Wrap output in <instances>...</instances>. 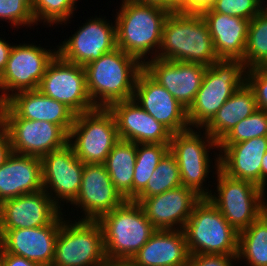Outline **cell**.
<instances>
[{
	"instance_id": "obj_1",
	"label": "cell",
	"mask_w": 267,
	"mask_h": 266,
	"mask_svg": "<svg viewBox=\"0 0 267 266\" xmlns=\"http://www.w3.org/2000/svg\"><path fill=\"white\" fill-rule=\"evenodd\" d=\"M121 2L115 15L116 45L144 64L157 57L164 23L171 12L158 6Z\"/></svg>"
},
{
	"instance_id": "obj_21",
	"label": "cell",
	"mask_w": 267,
	"mask_h": 266,
	"mask_svg": "<svg viewBox=\"0 0 267 266\" xmlns=\"http://www.w3.org/2000/svg\"><path fill=\"white\" fill-rule=\"evenodd\" d=\"M62 210L44 189L0 204V229H29L49 225Z\"/></svg>"
},
{
	"instance_id": "obj_23",
	"label": "cell",
	"mask_w": 267,
	"mask_h": 266,
	"mask_svg": "<svg viewBox=\"0 0 267 266\" xmlns=\"http://www.w3.org/2000/svg\"><path fill=\"white\" fill-rule=\"evenodd\" d=\"M119 138L136 144L170 143L172 132L156 121L133 99L112 103Z\"/></svg>"
},
{
	"instance_id": "obj_28",
	"label": "cell",
	"mask_w": 267,
	"mask_h": 266,
	"mask_svg": "<svg viewBox=\"0 0 267 266\" xmlns=\"http://www.w3.org/2000/svg\"><path fill=\"white\" fill-rule=\"evenodd\" d=\"M257 109L254 91L245 82L202 129L218 143L236 124Z\"/></svg>"
},
{
	"instance_id": "obj_26",
	"label": "cell",
	"mask_w": 267,
	"mask_h": 266,
	"mask_svg": "<svg viewBox=\"0 0 267 266\" xmlns=\"http://www.w3.org/2000/svg\"><path fill=\"white\" fill-rule=\"evenodd\" d=\"M43 189L40 157L11 153L0 166V204Z\"/></svg>"
},
{
	"instance_id": "obj_2",
	"label": "cell",
	"mask_w": 267,
	"mask_h": 266,
	"mask_svg": "<svg viewBox=\"0 0 267 266\" xmlns=\"http://www.w3.org/2000/svg\"><path fill=\"white\" fill-rule=\"evenodd\" d=\"M88 95L95 107L133 99L137 76L143 64L120 48L103 54L84 66Z\"/></svg>"
},
{
	"instance_id": "obj_41",
	"label": "cell",
	"mask_w": 267,
	"mask_h": 266,
	"mask_svg": "<svg viewBox=\"0 0 267 266\" xmlns=\"http://www.w3.org/2000/svg\"><path fill=\"white\" fill-rule=\"evenodd\" d=\"M0 266H42L34 261L27 260L26 258L7 253L3 250L1 255Z\"/></svg>"
},
{
	"instance_id": "obj_40",
	"label": "cell",
	"mask_w": 267,
	"mask_h": 266,
	"mask_svg": "<svg viewBox=\"0 0 267 266\" xmlns=\"http://www.w3.org/2000/svg\"><path fill=\"white\" fill-rule=\"evenodd\" d=\"M214 0H179V11L200 13L209 8Z\"/></svg>"
},
{
	"instance_id": "obj_34",
	"label": "cell",
	"mask_w": 267,
	"mask_h": 266,
	"mask_svg": "<svg viewBox=\"0 0 267 266\" xmlns=\"http://www.w3.org/2000/svg\"><path fill=\"white\" fill-rule=\"evenodd\" d=\"M77 0H31L33 17L49 27L52 25H66L73 17Z\"/></svg>"
},
{
	"instance_id": "obj_15",
	"label": "cell",
	"mask_w": 267,
	"mask_h": 266,
	"mask_svg": "<svg viewBox=\"0 0 267 266\" xmlns=\"http://www.w3.org/2000/svg\"><path fill=\"white\" fill-rule=\"evenodd\" d=\"M0 124L7 131L11 150L16 154L42 158L68 143V134L59 125L50 122L0 119Z\"/></svg>"
},
{
	"instance_id": "obj_12",
	"label": "cell",
	"mask_w": 267,
	"mask_h": 266,
	"mask_svg": "<svg viewBox=\"0 0 267 266\" xmlns=\"http://www.w3.org/2000/svg\"><path fill=\"white\" fill-rule=\"evenodd\" d=\"M38 90L76 115L96 108L87 92L84 66L64 61L58 54L48 64Z\"/></svg>"
},
{
	"instance_id": "obj_46",
	"label": "cell",
	"mask_w": 267,
	"mask_h": 266,
	"mask_svg": "<svg viewBox=\"0 0 267 266\" xmlns=\"http://www.w3.org/2000/svg\"><path fill=\"white\" fill-rule=\"evenodd\" d=\"M4 250V245H3V233L0 229V261H1V255Z\"/></svg>"
},
{
	"instance_id": "obj_18",
	"label": "cell",
	"mask_w": 267,
	"mask_h": 266,
	"mask_svg": "<svg viewBox=\"0 0 267 266\" xmlns=\"http://www.w3.org/2000/svg\"><path fill=\"white\" fill-rule=\"evenodd\" d=\"M202 199L194 190L180 186L152 197H135L146 218L158 230H183L194 206Z\"/></svg>"
},
{
	"instance_id": "obj_45",
	"label": "cell",
	"mask_w": 267,
	"mask_h": 266,
	"mask_svg": "<svg viewBox=\"0 0 267 266\" xmlns=\"http://www.w3.org/2000/svg\"><path fill=\"white\" fill-rule=\"evenodd\" d=\"M104 266H133L130 262L108 261Z\"/></svg>"
},
{
	"instance_id": "obj_5",
	"label": "cell",
	"mask_w": 267,
	"mask_h": 266,
	"mask_svg": "<svg viewBox=\"0 0 267 266\" xmlns=\"http://www.w3.org/2000/svg\"><path fill=\"white\" fill-rule=\"evenodd\" d=\"M247 68L242 60L220 59L208 66L194 102L187 110L190 128H203L246 82Z\"/></svg>"
},
{
	"instance_id": "obj_16",
	"label": "cell",
	"mask_w": 267,
	"mask_h": 266,
	"mask_svg": "<svg viewBox=\"0 0 267 266\" xmlns=\"http://www.w3.org/2000/svg\"><path fill=\"white\" fill-rule=\"evenodd\" d=\"M76 114L65 104L43 95L38 89L13 94L0 104V119H27L59 125L67 134Z\"/></svg>"
},
{
	"instance_id": "obj_33",
	"label": "cell",
	"mask_w": 267,
	"mask_h": 266,
	"mask_svg": "<svg viewBox=\"0 0 267 266\" xmlns=\"http://www.w3.org/2000/svg\"><path fill=\"white\" fill-rule=\"evenodd\" d=\"M182 186L175 156L168 151L160 160L146 187L136 197H152Z\"/></svg>"
},
{
	"instance_id": "obj_32",
	"label": "cell",
	"mask_w": 267,
	"mask_h": 266,
	"mask_svg": "<svg viewBox=\"0 0 267 266\" xmlns=\"http://www.w3.org/2000/svg\"><path fill=\"white\" fill-rule=\"evenodd\" d=\"M169 144H137L133 176V199L146 187L160 160L169 151Z\"/></svg>"
},
{
	"instance_id": "obj_19",
	"label": "cell",
	"mask_w": 267,
	"mask_h": 266,
	"mask_svg": "<svg viewBox=\"0 0 267 266\" xmlns=\"http://www.w3.org/2000/svg\"><path fill=\"white\" fill-rule=\"evenodd\" d=\"M133 100L172 133L190 128L187 109L144 69L137 76Z\"/></svg>"
},
{
	"instance_id": "obj_4",
	"label": "cell",
	"mask_w": 267,
	"mask_h": 266,
	"mask_svg": "<svg viewBox=\"0 0 267 266\" xmlns=\"http://www.w3.org/2000/svg\"><path fill=\"white\" fill-rule=\"evenodd\" d=\"M97 221L103 230L108 261L129 262L157 230L142 207L132 200H126Z\"/></svg>"
},
{
	"instance_id": "obj_14",
	"label": "cell",
	"mask_w": 267,
	"mask_h": 266,
	"mask_svg": "<svg viewBox=\"0 0 267 266\" xmlns=\"http://www.w3.org/2000/svg\"><path fill=\"white\" fill-rule=\"evenodd\" d=\"M105 17L86 20L69 38L57 46V54L73 64L85 66L99 59L103 54L113 51L116 45V25ZM114 24V25H113Z\"/></svg>"
},
{
	"instance_id": "obj_24",
	"label": "cell",
	"mask_w": 267,
	"mask_h": 266,
	"mask_svg": "<svg viewBox=\"0 0 267 266\" xmlns=\"http://www.w3.org/2000/svg\"><path fill=\"white\" fill-rule=\"evenodd\" d=\"M266 152L267 136L218 145L219 169L228 177L247 180L261 188V165Z\"/></svg>"
},
{
	"instance_id": "obj_38",
	"label": "cell",
	"mask_w": 267,
	"mask_h": 266,
	"mask_svg": "<svg viewBox=\"0 0 267 266\" xmlns=\"http://www.w3.org/2000/svg\"><path fill=\"white\" fill-rule=\"evenodd\" d=\"M246 82L254 91L258 109L267 112V71L264 68L247 69Z\"/></svg>"
},
{
	"instance_id": "obj_31",
	"label": "cell",
	"mask_w": 267,
	"mask_h": 266,
	"mask_svg": "<svg viewBox=\"0 0 267 266\" xmlns=\"http://www.w3.org/2000/svg\"><path fill=\"white\" fill-rule=\"evenodd\" d=\"M242 61L247 69L267 65V7L250 20Z\"/></svg>"
},
{
	"instance_id": "obj_3",
	"label": "cell",
	"mask_w": 267,
	"mask_h": 266,
	"mask_svg": "<svg viewBox=\"0 0 267 266\" xmlns=\"http://www.w3.org/2000/svg\"><path fill=\"white\" fill-rule=\"evenodd\" d=\"M157 58L210 66L220 60L200 13L171 12L165 20Z\"/></svg>"
},
{
	"instance_id": "obj_30",
	"label": "cell",
	"mask_w": 267,
	"mask_h": 266,
	"mask_svg": "<svg viewBox=\"0 0 267 266\" xmlns=\"http://www.w3.org/2000/svg\"><path fill=\"white\" fill-rule=\"evenodd\" d=\"M239 260H244L249 266H267V210L239 232L236 263Z\"/></svg>"
},
{
	"instance_id": "obj_11",
	"label": "cell",
	"mask_w": 267,
	"mask_h": 266,
	"mask_svg": "<svg viewBox=\"0 0 267 266\" xmlns=\"http://www.w3.org/2000/svg\"><path fill=\"white\" fill-rule=\"evenodd\" d=\"M56 55L57 46L52 50L34 43L13 44L0 76V104L15 93L38 89L48 64Z\"/></svg>"
},
{
	"instance_id": "obj_17",
	"label": "cell",
	"mask_w": 267,
	"mask_h": 266,
	"mask_svg": "<svg viewBox=\"0 0 267 266\" xmlns=\"http://www.w3.org/2000/svg\"><path fill=\"white\" fill-rule=\"evenodd\" d=\"M125 201L116 190L104 164L84 163L80 191L71 203L84 214L82 220H98Z\"/></svg>"
},
{
	"instance_id": "obj_9",
	"label": "cell",
	"mask_w": 267,
	"mask_h": 266,
	"mask_svg": "<svg viewBox=\"0 0 267 266\" xmlns=\"http://www.w3.org/2000/svg\"><path fill=\"white\" fill-rule=\"evenodd\" d=\"M79 218L61 222L51 266H104L108 262L100 223Z\"/></svg>"
},
{
	"instance_id": "obj_25",
	"label": "cell",
	"mask_w": 267,
	"mask_h": 266,
	"mask_svg": "<svg viewBox=\"0 0 267 266\" xmlns=\"http://www.w3.org/2000/svg\"><path fill=\"white\" fill-rule=\"evenodd\" d=\"M200 14L208 25L217 57L226 60H242L250 20L213 12L210 8L202 10Z\"/></svg>"
},
{
	"instance_id": "obj_7",
	"label": "cell",
	"mask_w": 267,
	"mask_h": 266,
	"mask_svg": "<svg viewBox=\"0 0 267 266\" xmlns=\"http://www.w3.org/2000/svg\"><path fill=\"white\" fill-rule=\"evenodd\" d=\"M199 130L201 131V128H189L173 133L169 151L177 160L182 186L194 190L202 198H207L212 190L204 184H207L205 179L209 178L208 175L212 172L211 163L212 168L219 169V154L214 153L213 166L209 152L216 148L218 151V143L204 129L201 131H204L203 133Z\"/></svg>"
},
{
	"instance_id": "obj_6",
	"label": "cell",
	"mask_w": 267,
	"mask_h": 266,
	"mask_svg": "<svg viewBox=\"0 0 267 266\" xmlns=\"http://www.w3.org/2000/svg\"><path fill=\"white\" fill-rule=\"evenodd\" d=\"M183 231L190 255H238L239 233L207 198L194 206Z\"/></svg>"
},
{
	"instance_id": "obj_8",
	"label": "cell",
	"mask_w": 267,
	"mask_h": 266,
	"mask_svg": "<svg viewBox=\"0 0 267 266\" xmlns=\"http://www.w3.org/2000/svg\"><path fill=\"white\" fill-rule=\"evenodd\" d=\"M213 174L217 178V188L207 199L238 233L248 228L267 210L266 192L258 185L228 177L220 169Z\"/></svg>"
},
{
	"instance_id": "obj_27",
	"label": "cell",
	"mask_w": 267,
	"mask_h": 266,
	"mask_svg": "<svg viewBox=\"0 0 267 266\" xmlns=\"http://www.w3.org/2000/svg\"><path fill=\"white\" fill-rule=\"evenodd\" d=\"M190 253L183 230H156L129 261L133 266H185Z\"/></svg>"
},
{
	"instance_id": "obj_22",
	"label": "cell",
	"mask_w": 267,
	"mask_h": 266,
	"mask_svg": "<svg viewBox=\"0 0 267 266\" xmlns=\"http://www.w3.org/2000/svg\"><path fill=\"white\" fill-rule=\"evenodd\" d=\"M64 212L49 225L29 229L1 230L4 251L34 261L42 266H51L54 259L55 241Z\"/></svg>"
},
{
	"instance_id": "obj_36",
	"label": "cell",
	"mask_w": 267,
	"mask_h": 266,
	"mask_svg": "<svg viewBox=\"0 0 267 266\" xmlns=\"http://www.w3.org/2000/svg\"><path fill=\"white\" fill-rule=\"evenodd\" d=\"M0 20H5L17 29L20 26H33L36 21L31 0H0Z\"/></svg>"
},
{
	"instance_id": "obj_44",
	"label": "cell",
	"mask_w": 267,
	"mask_h": 266,
	"mask_svg": "<svg viewBox=\"0 0 267 266\" xmlns=\"http://www.w3.org/2000/svg\"><path fill=\"white\" fill-rule=\"evenodd\" d=\"M267 152L263 156L261 165V188L266 192L267 188Z\"/></svg>"
},
{
	"instance_id": "obj_20",
	"label": "cell",
	"mask_w": 267,
	"mask_h": 266,
	"mask_svg": "<svg viewBox=\"0 0 267 266\" xmlns=\"http://www.w3.org/2000/svg\"><path fill=\"white\" fill-rule=\"evenodd\" d=\"M143 69L187 110L200 89L207 66L152 58Z\"/></svg>"
},
{
	"instance_id": "obj_10",
	"label": "cell",
	"mask_w": 267,
	"mask_h": 266,
	"mask_svg": "<svg viewBox=\"0 0 267 266\" xmlns=\"http://www.w3.org/2000/svg\"><path fill=\"white\" fill-rule=\"evenodd\" d=\"M119 140L114 115L104 107L77 114L68 134L76 157L87 164H104Z\"/></svg>"
},
{
	"instance_id": "obj_13",
	"label": "cell",
	"mask_w": 267,
	"mask_h": 266,
	"mask_svg": "<svg viewBox=\"0 0 267 266\" xmlns=\"http://www.w3.org/2000/svg\"><path fill=\"white\" fill-rule=\"evenodd\" d=\"M41 162L43 189L63 210L62 202L71 204L80 191L84 163L76 157L68 143L44 155Z\"/></svg>"
},
{
	"instance_id": "obj_29",
	"label": "cell",
	"mask_w": 267,
	"mask_h": 266,
	"mask_svg": "<svg viewBox=\"0 0 267 266\" xmlns=\"http://www.w3.org/2000/svg\"><path fill=\"white\" fill-rule=\"evenodd\" d=\"M137 144L119 140L108 154L104 165L116 188L125 200H133V176Z\"/></svg>"
},
{
	"instance_id": "obj_43",
	"label": "cell",
	"mask_w": 267,
	"mask_h": 266,
	"mask_svg": "<svg viewBox=\"0 0 267 266\" xmlns=\"http://www.w3.org/2000/svg\"><path fill=\"white\" fill-rule=\"evenodd\" d=\"M12 47L13 43H10L6 41V39L4 40L2 37H0V76L6 68Z\"/></svg>"
},
{
	"instance_id": "obj_35",
	"label": "cell",
	"mask_w": 267,
	"mask_h": 266,
	"mask_svg": "<svg viewBox=\"0 0 267 266\" xmlns=\"http://www.w3.org/2000/svg\"><path fill=\"white\" fill-rule=\"evenodd\" d=\"M263 136H267V112L257 109L250 116L236 124L233 129L218 142V145H231Z\"/></svg>"
},
{
	"instance_id": "obj_39",
	"label": "cell",
	"mask_w": 267,
	"mask_h": 266,
	"mask_svg": "<svg viewBox=\"0 0 267 266\" xmlns=\"http://www.w3.org/2000/svg\"><path fill=\"white\" fill-rule=\"evenodd\" d=\"M237 256L223 254H194L190 255L188 266H234Z\"/></svg>"
},
{
	"instance_id": "obj_42",
	"label": "cell",
	"mask_w": 267,
	"mask_h": 266,
	"mask_svg": "<svg viewBox=\"0 0 267 266\" xmlns=\"http://www.w3.org/2000/svg\"><path fill=\"white\" fill-rule=\"evenodd\" d=\"M12 153L10 138L7 131L0 124V166L3 165L7 157Z\"/></svg>"
},
{
	"instance_id": "obj_37",
	"label": "cell",
	"mask_w": 267,
	"mask_h": 266,
	"mask_svg": "<svg viewBox=\"0 0 267 266\" xmlns=\"http://www.w3.org/2000/svg\"><path fill=\"white\" fill-rule=\"evenodd\" d=\"M263 1L264 0H214L209 8L213 12L251 20L265 8Z\"/></svg>"
}]
</instances>
